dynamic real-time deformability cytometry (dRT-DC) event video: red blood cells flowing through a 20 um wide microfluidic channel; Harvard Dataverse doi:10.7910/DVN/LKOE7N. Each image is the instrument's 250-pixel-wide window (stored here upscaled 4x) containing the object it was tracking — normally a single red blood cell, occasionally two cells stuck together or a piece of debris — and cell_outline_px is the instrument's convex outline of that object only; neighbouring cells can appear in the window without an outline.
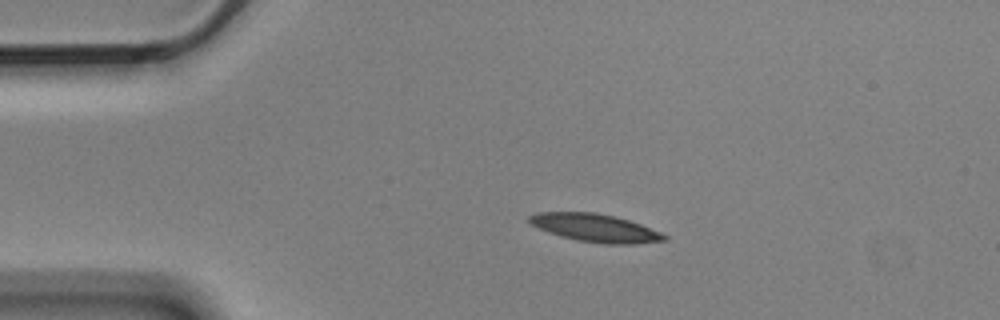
{"species": "Egyptian fruit bat (a non-hibernating species)", "species_latin": "Rousettus aegyptiacus", "temperature_condition": "cold", "stored_images_in_passage": 12, "camera_frame_rate_fps": 3000, "um_per_image_px": 0.085, "animal": {"sex": "male"}, "frame": {"image": 1, "passage_image": 3, "time_ms": 0.667, "image_size_px": [1000, 320], "cell_outline_px": [[668, 240], [632, 244], [604, 244], [576, 240], [560, 236], [548, 232], [532, 224], [528, 220], [528, 216], [536, 212], [596, 212], [616, 216], [640, 224], [660, 232], [668, 236]], "centroid_in_image_um": [50.6, 19.37], "position_along_channel_um": 34.4, "area_um2": 22.02}}
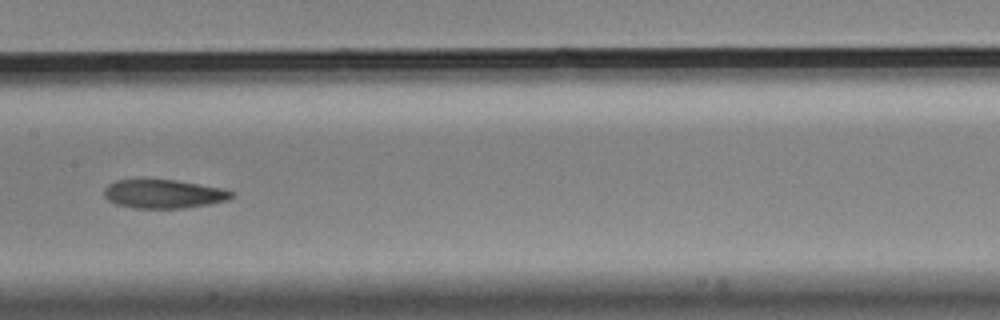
{"frame": {"image": 2, "passage_image": 7, "time_ms": 2.0, "image_size_px": [1000, 320], "cell_outline_px": [[236, 196], [228, 200], [208, 204], [184, 208], [132, 208], [116, 204], [108, 200], [104, 196], [104, 188], [108, 184], [116, 180], [176, 180], [220, 188], [232, 192]], "centroid_in_image_um": [13.89, 16.49], "position_along_channel_um": 193.5, "area_um2": 21.21}}
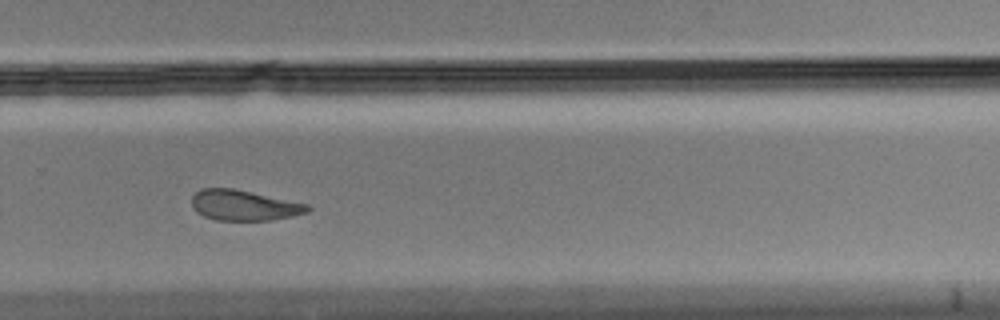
{"frame": {"image": 3, "passage_image": 10, "time_ms": 3.0, "image_size_px": [1000, 320], "cell_outline_px": [[312, 208], [308, 212], [292, 216], [268, 220], [216, 220], [204, 216], [196, 212], [192, 208], [192, 196], [200, 188], [232, 188], [308, 204]], "centroid_in_image_um": [20.71, 17.45], "position_along_channel_um": 309.1, "area_um2": 20.46}}